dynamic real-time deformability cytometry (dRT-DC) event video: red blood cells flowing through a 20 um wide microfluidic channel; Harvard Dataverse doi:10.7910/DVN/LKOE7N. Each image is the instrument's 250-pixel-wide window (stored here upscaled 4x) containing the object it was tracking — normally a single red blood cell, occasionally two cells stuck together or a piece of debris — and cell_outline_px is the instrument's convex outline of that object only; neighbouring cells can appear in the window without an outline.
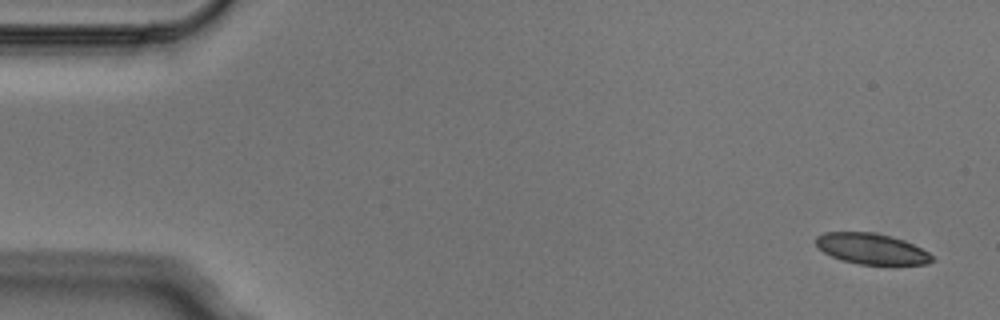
{"species": "Egyptian fruit bat (a non-hibernating species)", "species_latin": "Rousettus aegyptiacus", "temperature_condition": "cold", "stored_images_in_passage": 5, "camera_frame_rate_fps": 3000, "um_per_image_px": 0.085, "animal": {"sex": "male"}, "frame": {"image": 1, "passage_image": 1, "time_ms": 0.0, "image_size_px": [1000, 320], "cell_outline_px": [[936, 260], [928, 264], [860, 264], [840, 260], [824, 252], [816, 244], [816, 236], [824, 232], [872, 232], [892, 236], [904, 240], [928, 252]], "centroid_in_image_um": [74.09, 21.14], "position_along_channel_um": 10.9, "area_um2": 20.75}}
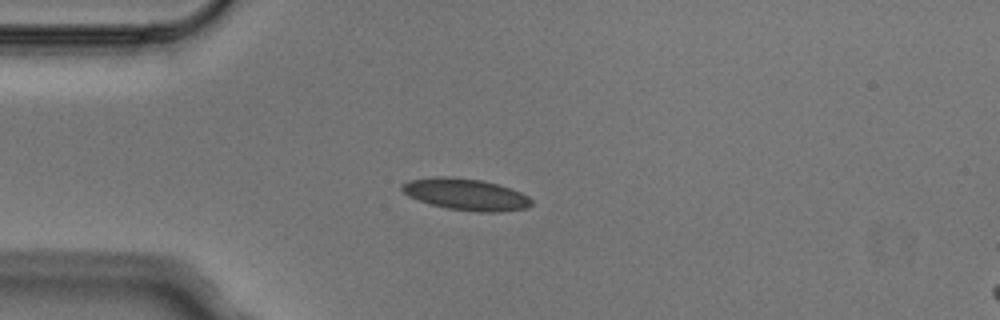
{"frame": {"image": 2, "passage_image": 4, "time_ms": 1.0, "image_size_px": [1000, 320], "cell_outline_px": [[532, 204], [528, 208], [500, 212], [480, 212], [448, 208], [428, 204], [408, 196], [400, 188], [400, 184], [408, 180], [432, 176], [452, 176], [480, 180], [496, 184], [520, 192], [528, 196], [532, 200]], "centroid_in_image_um": [39.55, 16.51], "position_along_channel_um": 45.4, "area_um2": 23.99}}